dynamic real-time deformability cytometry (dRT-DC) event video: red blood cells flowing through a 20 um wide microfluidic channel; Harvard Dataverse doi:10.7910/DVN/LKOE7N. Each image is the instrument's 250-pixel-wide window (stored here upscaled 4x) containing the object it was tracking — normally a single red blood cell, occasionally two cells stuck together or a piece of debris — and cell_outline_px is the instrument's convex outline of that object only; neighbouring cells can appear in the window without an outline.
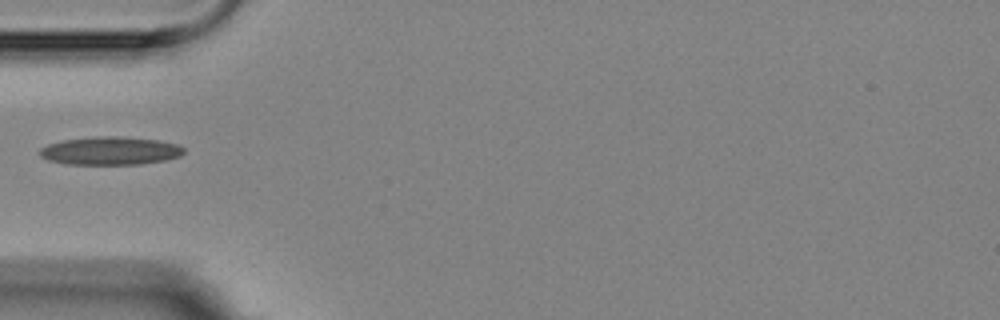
{"species": "Egyptian fruit bat (a non-hibernating species)", "species_latin": "Rousettus aegyptiacus", "temperature_condition": "room temperature", "stored_images_in_passage": 1, "camera_frame_rate_fps": 3000, "um_per_image_px": 0.085, "animal": {"sex": "female"}, "frame": {"image": 1, "passage_image": 1, "time_ms": 0.0, "image_size_px": [1000, 320], "cell_outline_px": [[184, 152], [180, 156], [164, 160], [140, 164], [64, 164], [48, 160], [40, 156], [40, 148], [48, 144], [64, 140], [96, 136], [120, 136], [160, 140], [176, 144], [184, 148]], "centroid_in_image_um": [9.36, 12.81], "position_along_channel_um": 75.6, "area_um2": 23.64}}